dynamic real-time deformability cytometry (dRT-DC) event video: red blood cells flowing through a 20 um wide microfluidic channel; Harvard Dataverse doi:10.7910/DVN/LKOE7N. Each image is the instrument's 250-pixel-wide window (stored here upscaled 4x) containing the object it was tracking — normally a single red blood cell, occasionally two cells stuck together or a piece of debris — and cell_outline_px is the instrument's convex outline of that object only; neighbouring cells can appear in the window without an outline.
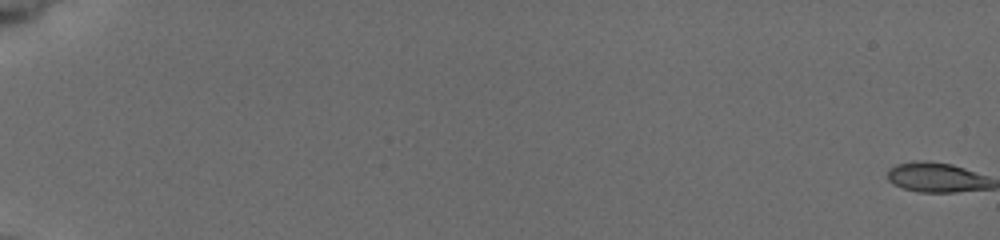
{"species": "common noctule bat (a hibernating species)", "species_latin": "Nyctalus noctula", "temperature_condition": "cold", "stored_images_in_passage": 58, "camera_frame_rate_fps": 3000, "um_per_image_px": 0.085, "animal": {"sex": "female", "body_mass_g": 19.5, "forearm_length_mm": 54.1}, "frame": {"image": 1, "passage_image": 1, "time_ms": 0.0, "image_size_px": [1000, 240], "cell_outline_px": [[984, 188], [936, 192], [908, 188], [892, 180], [888, 176], [896, 168], [904, 164], [944, 164], [960, 168], [976, 176], [984, 184]], "centroid_in_image_um": [79.49, 15.12], "position_along_channel_um": 5.5, "area_um2": 14.33}}
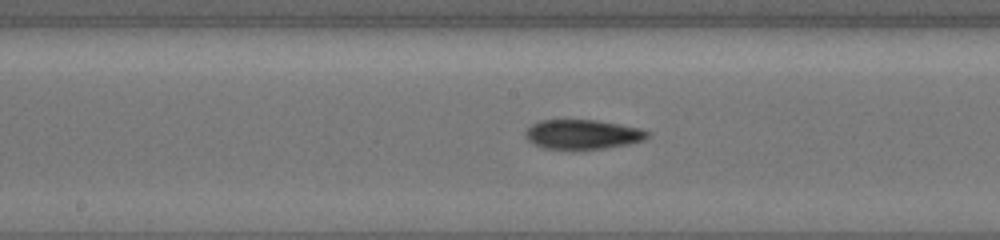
{"frame": {"image": 2, "passage_image": 34, "time_ms": 11.0, "image_size_px": [1000, 240], "cell_outline_px": [[644, 132], [640, 136], [632, 140], [608, 144], [544, 144], [536, 140], [532, 136], [532, 132], [540, 124], [556, 120], [576, 120], [604, 124]], "centroid_in_image_um": [49.47, 11.32], "position_along_channel_um": 198.7, "area_um2": 14.74}}
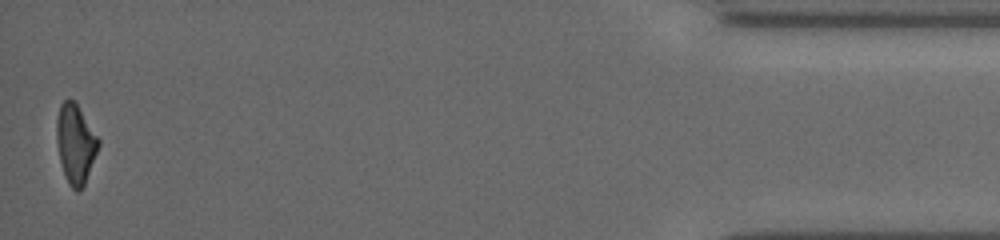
{"frame": {"image": 3, "passage_image": 58, "time_ms": 19.0, "image_size_px": [1000, 240], "cell_outline_px": [[96, 148], [84, 180], [80, 188], [76, 188], [68, 180], [64, 168], [60, 152], [60, 108], [68, 100], [72, 100], [76, 104], [96, 140]], "centroid_in_image_um": [6.42, 12.2], "position_along_channel_um": 428.8, "area_um2": 15.78}, "authors_computed_cell_mechanics": {"area_um2": 15.606, "velocity_mm_per_s": 3.7956, "shape_relaxation_time_tau1_ms": null, "shape_relaxation_time_tau2_ms": 9.9542, "deformation_change_tau1": null, "deformation_change_tau2": 0.2141}}